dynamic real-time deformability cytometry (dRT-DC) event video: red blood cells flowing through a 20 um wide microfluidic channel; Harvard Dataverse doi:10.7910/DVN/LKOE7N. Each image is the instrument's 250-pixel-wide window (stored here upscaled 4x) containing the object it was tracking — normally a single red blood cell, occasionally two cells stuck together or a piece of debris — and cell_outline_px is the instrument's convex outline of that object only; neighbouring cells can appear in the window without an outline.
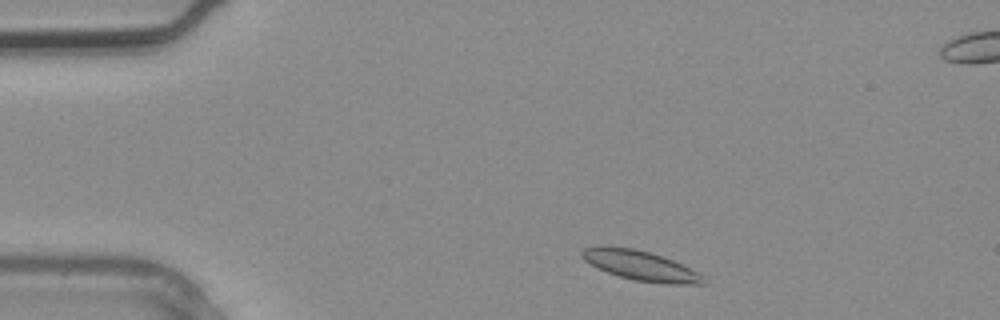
{"species": "common noctule bat (a hibernating species)", "species_latin": "Nyctalus noctula", "temperature_condition": "warm", "stored_images_in_passage": 3, "camera_frame_rate_fps": 3000, "um_per_image_px": 0.085, "animal": {"sex": "male", "body_mass_g": 20.4}, "frame": {"image": 1, "passage_image": 1, "time_ms": 0.0, "image_size_px": [1000, 320], "cell_outline_px": [[704, 284], [664, 284], [636, 280], [620, 276], [608, 272], [584, 260], [580, 256], [580, 252], [584, 248], [636, 248], [672, 260], [704, 276]], "centroid_in_image_um": [54.48, 22.6], "position_along_channel_um": 30.5, "area_um2": 20.17}}
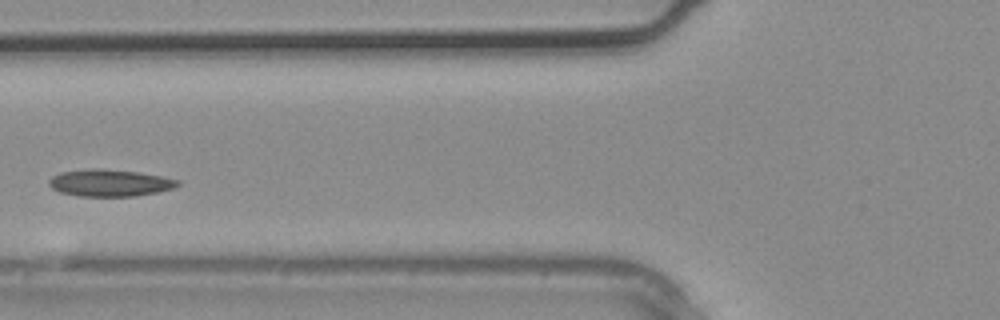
{"frame": {"image": 2, "passage_image": 3, "time_ms": 0.667, "image_size_px": [1000, 320], "cell_outline_px": [[180, 184], [172, 188], [156, 192], [136, 196], [80, 196], [60, 192], [52, 188], [48, 184], [48, 180], [52, 176], [60, 172], [92, 168], [96, 168], [136, 172], [160, 176], [180, 180]], "centroid_in_image_um": [9.29, 15.54], "position_along_channel_um": 116.5, "area_um2": 20.06}}